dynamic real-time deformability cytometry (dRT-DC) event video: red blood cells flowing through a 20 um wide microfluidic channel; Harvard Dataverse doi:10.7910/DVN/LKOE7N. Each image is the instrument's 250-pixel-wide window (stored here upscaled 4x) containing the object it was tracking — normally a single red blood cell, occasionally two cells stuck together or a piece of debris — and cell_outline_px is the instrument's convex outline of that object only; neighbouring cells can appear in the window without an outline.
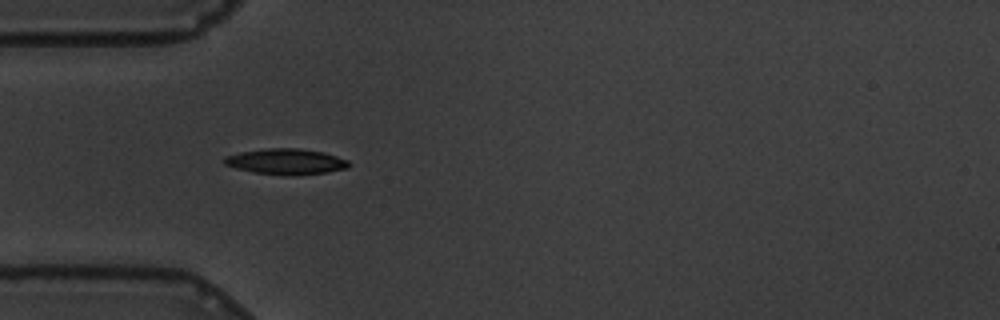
{"species": "common noctule bat (a hibernating species)", "species_latin": "Nyctalus noctula", "temperature_condition": "warm", "stored_images_in_passage": 42, "camera_frame_rate_fps": 3000, "um_per_image_px": 0.085, "animal": {"sex": "male", "body_mass_g": 19.5, "forearm_length_mm": 54.6}, "frame": {"image": 1, "passage_image": 1, "time_ms": 0.0, "image_size_px": [1000, 320], "cell_outline_px": [[348, 168], [328, 172], [292, 176], [280, 176], [256, 172], [236, 168], [224, 164], [224, 156], [240, 152], [268, 148], [300, 148], [324, 152], [348, 160]], "centroid_in_image_um": [24.31, 13.74], "position_along_channel_um": 60.7, "area_um2": 18.79}}
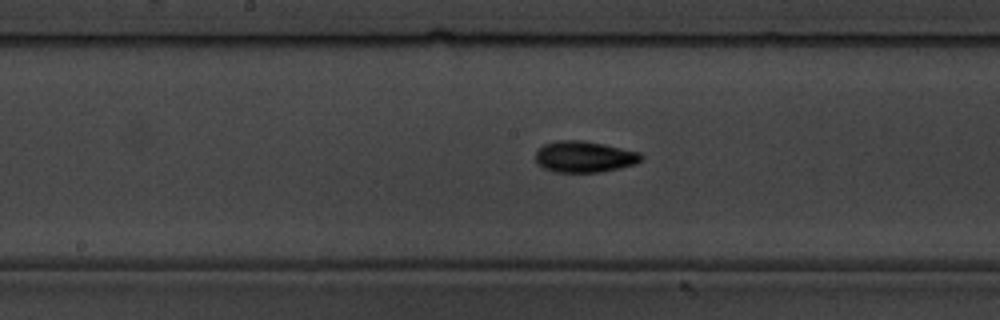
{"frame": {"image": 2, "passage_image": 13, "time_ms": 4.0, "image_size_px": [1000, 320], "cell_outline_px": [[644, 156], [636, 164], [600, 172], [552, 172], [536, 164], [536, 152], [544, 144], [556, 140], [580, 140], [604, 144], [640, 152]], "centroid_in_image_um": [49.65, 13.32], "position_along_channel_um": 198.5, "area_um2": 19.31}}
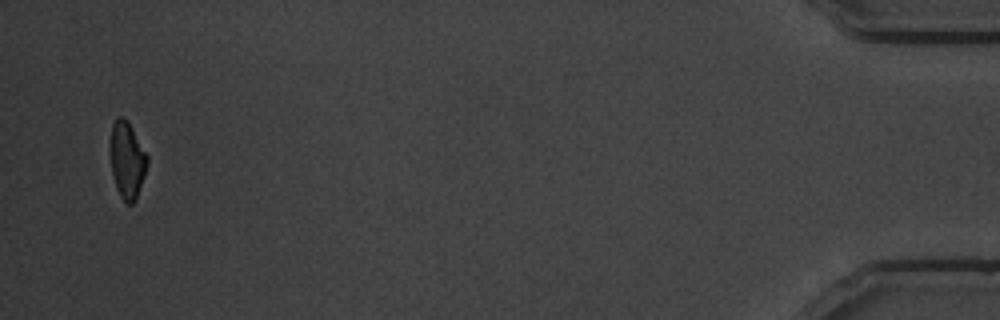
{"frame": {"image": 3, "passage_image": 40, "time_ms": 13.0, "image_size_px": [1000, 320], "cell_outline_px": [[148, 164], [136, 200], [132, 204], [128, 204], [120, 196], [116, 188], [112, 172], [108, 148], [112, 124], [120, 116], [124, 116], [128, 120], [148, 156]], "centroid_in_image_um": [10.78, 13.58], "position_along_channel_um": 424.4, "area_um2": 16.88}, "authors_computed_cell_mechanics": {"area_um2": 17.629, "velocity_mm_per_s": 3.4808, "shape_relaxation_time_tau1_ms": 3.8199, "shape_relaxation_time_tau2_ms": 4.4279, "deformation_change_tau1": 0.1502, "deformation_change_tau2": 0.104}}